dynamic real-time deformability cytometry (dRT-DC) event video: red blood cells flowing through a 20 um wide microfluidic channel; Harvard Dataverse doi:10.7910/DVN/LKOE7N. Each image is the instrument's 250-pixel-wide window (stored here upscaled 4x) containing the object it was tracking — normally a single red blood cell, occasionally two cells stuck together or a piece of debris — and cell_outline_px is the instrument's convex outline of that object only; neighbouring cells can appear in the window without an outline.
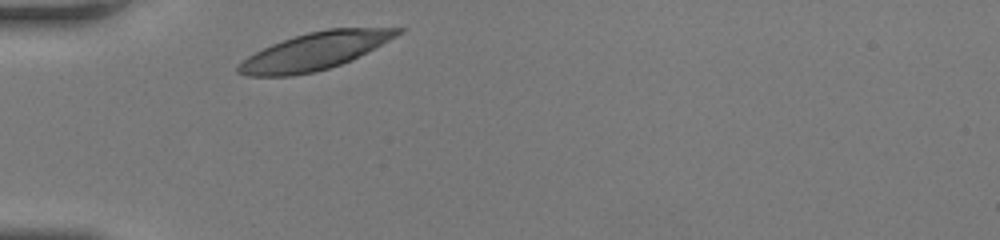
{"species": "human", "species_latin": "Homo sapiens", "temperature_condition": "room temperature", "stored_images_in_passage": 27, "camera_frame_rate_fps": 3000, "um_per_image_px": 0.085, "donor": {"sex": "female"}, "frame": {"image": 1, "passage_image": 1, "time_ms": 0.0, "image_size_px": [1000, 240], "cell_outline_px": [[404, 32], [352, 60], [316, 72], [292, 76], [248, 76], [236, 72], [236, 68], [240, 60], [272, 44], [308, 32], [328, 28], [404, 28]], "centroid_in_image_um": [26.74, 4.36], "position_along_channel_um": 58.3, "area_um2": 34.39}}
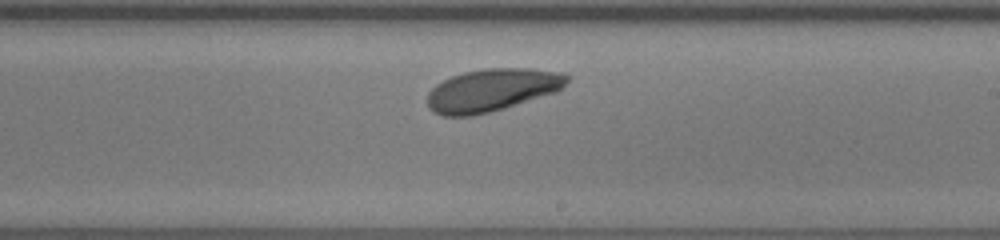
{"frame": {"image": 2, "passage_image": 16, "time_ms": 5.0, "image_size_px": [1000, 240], "cell_outline_px": [[568, 80], [556, 92], [504, 108], [472, 116], [440, 116], [432, 112], [428, 108], [428, 92], [436, 84], [452, 76], [464, 72], [484, 68], [528, 68], [556, 72], [568, 76]], "centroid_in_image_um": [41.75, 7.66], "position_along_channel_um": 247.2, "area_um2": 34.45}}
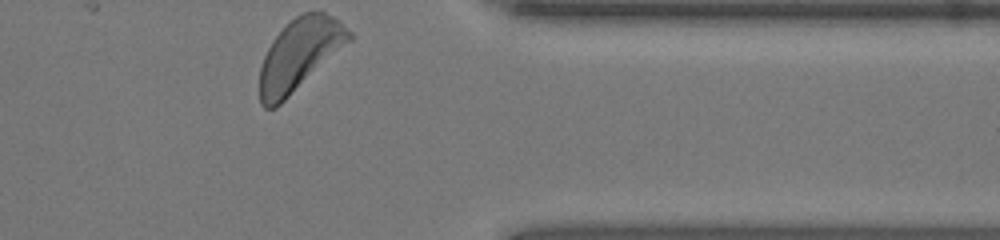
{"frame": {"image": 3, "passage_image": 27, "time_ms": 8.667, "image_size_px": [1000, 240], "cell_outline_px": [[352, 40], [276, 108], [264, 108], [260, 104], [260, 68], [264, 56], [272, 40], [296, 16], [304, 12], [324, 12], [332, 16], [352, 32]], "centroid_in_image_um": [25.46, 4.66], "position_along_channel_um": 385.9, "area_um2": 36.82}, "authors_computed_cell_mechanics": {"area_um2": 34.6222, "velocity_mm_per_s": 4.0128, "shape_relaxation_time_tau1_ms": 2.0013, "shape_relaxation_time_tau2_ms": null, "deformation_change_tau1": 0.1261, "deformation_change_tau2": null}}